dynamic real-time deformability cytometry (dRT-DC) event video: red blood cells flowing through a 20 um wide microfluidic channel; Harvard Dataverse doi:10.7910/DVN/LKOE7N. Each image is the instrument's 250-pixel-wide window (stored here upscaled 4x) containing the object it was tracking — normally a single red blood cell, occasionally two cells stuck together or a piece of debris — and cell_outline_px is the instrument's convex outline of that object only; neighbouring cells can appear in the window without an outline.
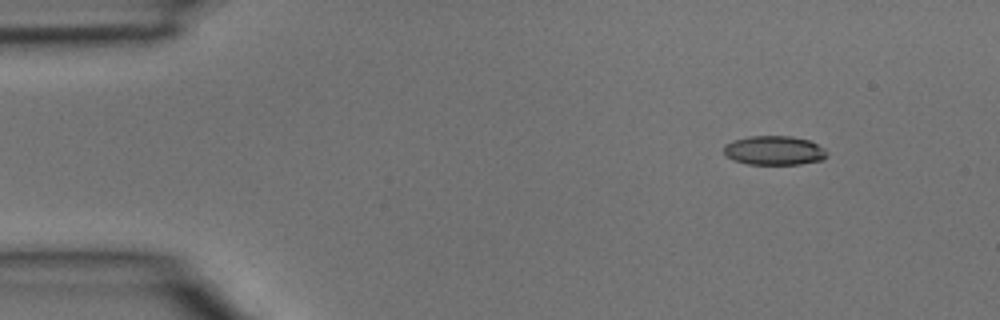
{"species": "common noctule bat (a hibernating species)", "species_latin": "Nyctalus noctula", "temperature_condition": "room temperature", "stored_images_in_passage": 3, "camera_frame_rate_fps": 3000, "um_per_image_px": 0.085, "animal": {"sex": "male", "body_mass_g": 15.6}, "frame": {"image": 1, "passage_image": 1, "time_ms": 0.0, "image_size_px": [1000, 320], "cell_outline_px": [[828, 156], [820, 160], [800, 164], [748, 164], [732, 160], [724, 156], [724, 144], [732, 140], [748, 136], [792, 136], [808, 140], [824, 148], [828, 152]], "centroid_in_image_um": [65.76, 12.78], "position_along_channel_um": 19.2, "area_um2": 17.69}}
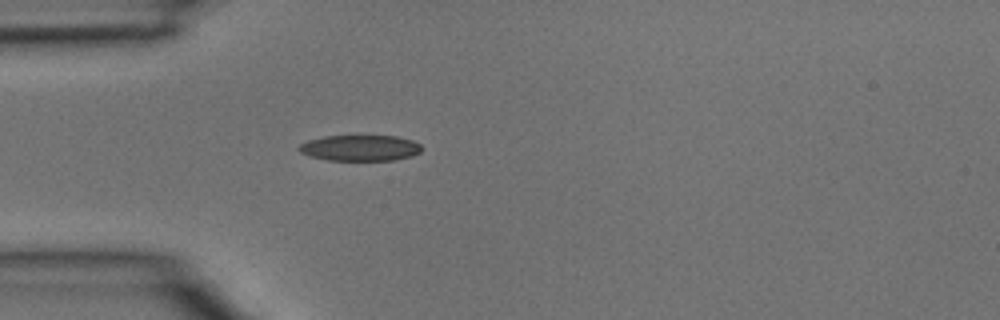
{"frame": {"image": 2, "passage_image": 3, "time_ms": 0.667, "image_size_px": [1000, 320], "cell_outline_px": [[424, 148], [420, 152], [412, 156], [396, 160], [328, 160], [312, 156], [300, 152], [296, 148], [300, 144], [308, 140], [324, 136], [396, 136], [412, 140], [420, 144]], "centroid_in_image_um": [30.64, 12.57], "position_along_channel_um": 54.4, "area_um2": 18.55}}